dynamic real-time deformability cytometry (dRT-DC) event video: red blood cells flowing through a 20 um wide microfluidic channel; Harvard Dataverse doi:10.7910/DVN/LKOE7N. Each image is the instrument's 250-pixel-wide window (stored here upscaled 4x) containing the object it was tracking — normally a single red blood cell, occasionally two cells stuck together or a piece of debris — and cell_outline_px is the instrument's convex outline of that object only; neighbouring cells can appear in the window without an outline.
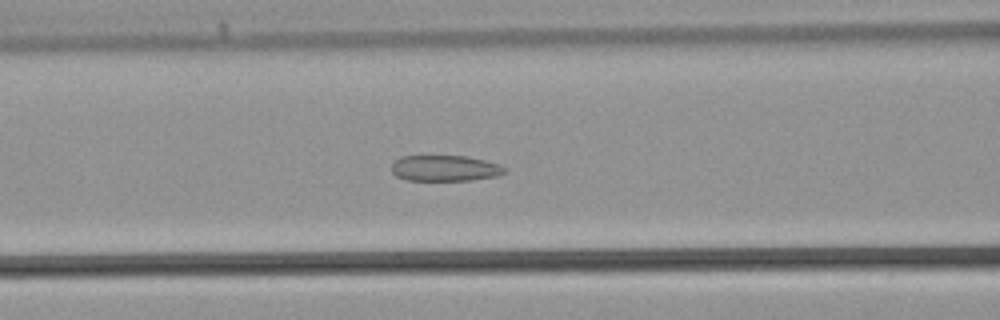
{"species": "common noctule bat (a hibernating species)", "species_latin": "Nyctalus noctula", "temperature_condition": "warm", "stored_images_in_passage": 32, "camera_frame_rate_fps": 3000, "um_per_image_px": 0.085, "animal": {"sex": "male", "body_mass_g": 21.5, "forearm_length_mm": 52.0}, "frame": {"image": 1, "passage_image": 8, "time_ms": 2.333, "image_size_px": [1000, 320], "cell_outline_px": [[504, 172], [500, 176], [472, 180], [408, 180], [396, 176], [392, 172], [392, 164], [400, 156], [468, 156], [500, 164], [504, 168]], "centroid_in_image_um": [37.83, 14.3], "position_along_channel_um": 128.8, "area_um2": 17.05}}
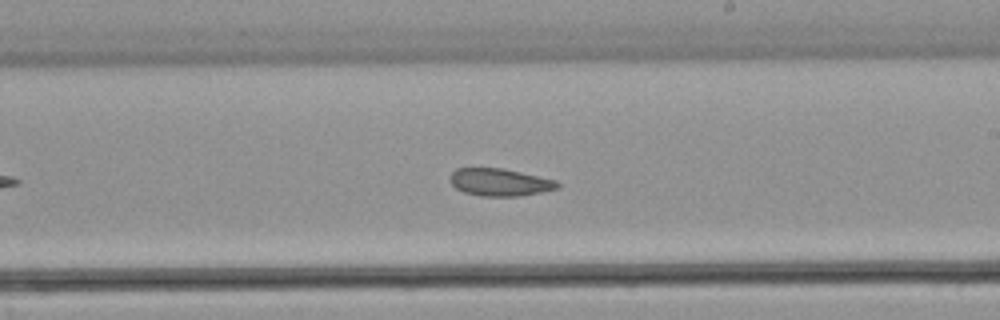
{"frame": {"image": 2, "passage_image": 15, "time_ms": 4.667, "image_size_px": [1000, 320], "cell_outline_px": [[560, 188], [520, 196], [480, 196], [464, 192], [456, 188], [448, 180], [452, 172], [456, 168], [504, 168], [556, 180], [560, 184]], "centroid_in_image_um": [42.48, 15.49], "position_along_channel_um": 246.5, "area_um2": 17.28}}
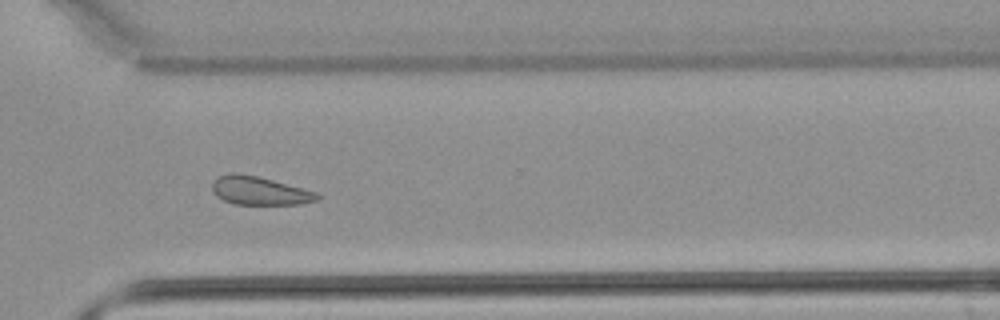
{"frame": {"image": 3, "passage_image": 21, "time_ms": 6.667, "image_size_px": [1000, 320], "cell_outline_px": [[320, 196], [316, 200], [300, 204], [232, 204], [216, 196], [212, 188], [212, 180], [220, 176], [256, 176], [272, 180], [316, 192]], "centroid_in_image_um": [22.07, 16.26], "position_along_channel_um": 348.5, "area_um2": 16.59}}